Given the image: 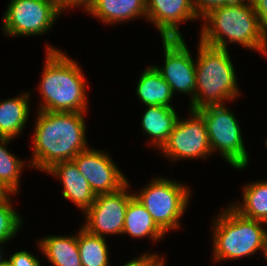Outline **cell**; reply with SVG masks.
<instances>
[{
  "label": "cell",
  "instance_id": "cell-2",
  "mask_svg": "<svg viewBox=\"0 0 267 266\" xmlns=\"http://www.w3.org/2000/svg\"><path fill=\"white\" fill-rule=\"evenodd\" d=\"M200 41L206 45L228 49L227 44L241 46L267 55V33L262 28L250 0H237L217 7L202 18Z\"/></svg>",
  "mask_w": 267,
  "mask_h": 266
},
{
  "label": "cell",
  "instance_id": "cell-33",
  "mask_svg": "<svg viewBox=\"0 0 267 266\" xmlns=\"http://www.w3.org/2000/svg\"><path fill=\"white\" fill-rule=\"evenodd\" d=\"M264 257H265V259H266V261H267V252H266V254L265 255H263Z\"/></svg>",
  "mask_w": 267,
  "mask_h": 266
},
{
  "label": "cell",
  "instance_id": "cell-3",
  "mask_svg": "<svg viewBox=\"0 0 267 266\" xmlns=\"http://www.w3.org/2000/svg\"><path fill=\"white\" fill-rule=\"evenodd\" d=\"M46 52L38 110L87 113V85L79 64L55 47L48 45Z\"/></svg>",
  "mask_w": 267,
  "mask_h": 266
},
{
  "label": "cell",
  "instance_id": "cell-21",
  "mask_svg": "<svg viewBox=\"0 0 267 266\" xmlns=\"http://www.w3.org/2000/svg\"><path fill=\"white\" fill-rule=\"evenodd\" d=\"M243 202L230 205L242 216L267 223V180L243 187Z\"/></svg>",
  "mask_w": 267,
  "mask_h": 266
},
{
  "label": "cell",
  "instance_id": "cell-22",
  "mask_svg": "<svg viewBox=\"0 0 267 266\" xmlns=\"http://www.w3.org/2000/svg\"><path fill=\"white\" fill-rule=\"evenodd\" d=\"M105 238L80 228L77 244L82 266H109L108 244Z\"/></svg>",
  "mask_w": 267,
  "mask_h": 266
},
{
  "label": "cell",
  "instance_id": "cell-1",
  "mask_svg": "<svg viewBox=\"0 0 267 266\" xmlns=\"http://www.w3.org/2000/svg\"><path fill=\"white\" fill-rule=\"evenodd\" d=\"M85 114L38 110L30 166L46 172L55 163L73 160L88 149Z\"/></svg>",
  "mask_w": 267,
  "mask_h": 266
},
{
  "label": "cell",
  "instance_id": "cell-8",
  "mask_svg": "<svg viewBox=\"0 0 267 266\" xmlns=\"http://www.w3.org/2000/svg\"><path fill=\"white\" fill-rule=\"evenodd\" d=\"M60 14L56 0H11L3 15L2 31L11 37L45 34Z\"/></svg>",
  "mask_w": 267,
  "mask_h": 266
},
{
  "label": "cell",
  "instance_id": "cell-7",
  "mask_svg": "<svg viewBox=\"0 0 267 266\" xmlns=\"http://www.w3.org/2000/svg\"><path fill=\"white\" fill-rule=\"evenodd\" d=\"M197 111L205 120L212 153L217 150L233 168L244 169L249 155L234 113L225 104L206 106Z\"/></svg>",
  "mask_w": 267,
  "mask_h": 266
},
{
  "label": "cell",
  "instance_id": "cell-17",
  "mask_svg": "<svg viewBox=\"0 0 267 266\" xmlns=\"http://www.w3.org/2000/svg\"><path fill=\"white\" fill-rule=\"evenodd\" d=\"M141 119V127L158 150L167 142L174 125L179 118L174 108L166 106H146Z\"/></svg>",
  "mask_w": 267,
  "mask_h": 266
},
{
  "label": "cell",
  "instance_id": "cell-24",
  "mask_svg": "<svg viewBox=\"0 0 267 266\" xmlns=\"http://www.w3.org/2000/svg\"><path fill=\"white\" fill-rule=\"evenodd\" d=\"M10 196L0 202V243H7L13 239L22 226V217L13 208ZM9 240V241H8Z\"/></svg>",
  "mask_w": 267,
  "mask_h": 266
},
{
  "label": "cell",
  "instance_id": "cell-29",
  "mask_svg": "<svg viewBox=\"0 0 267 266\" xmlns=\"http://www.w3.org/2000/svg\"><path fill=\"white\" fill-rule=\"evenodd\" d=\"M253 9L259 18L262 28L267 33V0H250Z\"/></svg>",
  "mask_w": 267,
  "mask_h": 266
},
{
  "label": "cell",
  "instance_id": "cell-18",
  "mask_svg": "<svg viewBox=\"0 0 267 266\" xmlns=\"http://www.w3.org/2000/svg\"><path fill=\"white\" fill-rule=\"evenodd\" d=\"M136 94L145 106H171L174 96L170 85L154 66H149L140 75L136 85Z\"/></svg>",
  "mask_w": 267,
  "mask_h": 266
},
{
  "label": "cell",
  "instance_id": "cell-30",
  "mask_svg": "<svg viewBox=\"0 0 267 266\" xmlns=\"http://www.w3.org/2000/svg\"><path fill=\"white\" fill-rule=\"evenodd\" d=\"M13 193L0 182V202L5 201Z\"/></svg>",
  "mask_w": 267,
  "mask_h": 266
},
{
  "label": "cell",
  "instance_id": "cell-9",
  "mask_svg": "<svg viewBox=\"0 0 267 266\" xmlns=\"http://www.w3.org/2000/svg\"><path fill=\"white\" fill-rule=\"evenodd\" d=\"M190 118L177 119L167 142L160 149L170 161L200 159L212 153L203 116L197 110H189Z\"/></svg>",
  "mask_w": 267,
  "mask_h": 266
},
{
  "label": "cell",
  "instance_id": "cell-12",
  "mask_svg": "<svg viewBox=\"0 0 267 266\" xmlns=\"http://www.w3.org/2000/svg\"><path fill=\"white\" fill-rule=\"evenodd\" d=\"M73 161L95 195L116 192L128 183L111 156L101 150L89 147L78 153Z\"/></svg>",
  "mask_w": 267,
  "mask_h": 266
},
{
  "label": "cell",
  "instance_id": "cell-31",
  "mask_svg": "<svg viewBox=\"0 0 267 266\" xmlns=\"http://www.w3.org/2000/svg\"><path fill=\"white\" fill-rule=\"evenodd\" d=\"M3 243H0V264L5 260V258H3V254H5V253H3V249L1 248V245H2Z\"/></svg>",
  "mask_w": 267,
  "mask_h": 266
},
{
  "label": "cell",
  "instance_id": "cell-13",
  "mask_svg": "<svg viewBox=\"0 0 267 266\" xmlns=\"http://www.w3.org/2000/svg\"><path fill=\"white\" fill-rule=\"evenodd\" d=\"M146 11L162 39L183 38L180 23L199 19L192 0H146Z\"/></svg>",
  "mask_w": 267,
  "mask_h": 266
},
{
  "label": "cell",
  "instance_id": "cell-11",
  "mask_svg": "<svg viewBox=\"0 0 267 266\" xmlns=\"http://www.w3.org/2000/svg\"><path fill=\"white\" fill-rule=\"evenodd\" d=\"M165 62L163 67L153 65L170 85L173 94L178 92L191 96L196 90V64L184 38L162 39Z\"/></svg>",
  "mask_w": 267,
  "mask_h": 266
},
{
  "label": "cell",
  "instance_id": "cell-25",
  "mask_svg": "<svg viewBox=\"0 0 267 266\" xmlns=\"http://www.w3.org/2000/svg\"><path fill=\"white\" fill-rule=\"evenodd\" d=\"M192 1L196 14L198 15L200 20L211 10L217 7H222L225 5L232 4L237 0H192Z\"/></svg>",
  "mask_w": 267,
  "mask_h": 266
},
{
  "label": "cell",
  "instance_id": "cell-16",
  "mask_svg": "<svg viewBox=\"0 0 267 266\" xmlns=\"http://www.w3.org/2000/svg\"><path fill=\"white\" fill-rule=\"evenodd\" d=\"M31 93L0 100V137L15 139L26 126L29 118Z\"/></svg>",
  "mask_w": 267,
  "mask_h": 266
},
{
  "label": "cell",
  "instance_id": "cell-19",
  "mask_svg": "<svg viewBox=\"0 0 267 266\" xmlns=\"http://www.w3.org/2000/svg\"><path fill=\"white\" fill-rule=\"evenodd\" d=\"M42 255L52 263L53 266H82L77 234L70 236L49 235L38 242Z\"/></svg>",
  "mask_w": 267,
  "mask_h": 266
},
{
  "label": "cell",
  "instance_id": "cell-4",
  "mask_svg": "<svg viewBox=\"0 0 267 266\" xmlns=\"http://www.w3.org/2000/svg\"><path fill=\"white\" fill-rule=\"evenodd\" d=\"M196 64V90L189 109L224 105L240 95L235 68L227 49L212 47L199 40Z\"/></svg>",
  "mask_w": 267,
  "mask_h": 266
},
{
  "label": "cell",
  "instance_id": "cell-26",
  "mask_svg": "<svg viewBox=\"0 0 267 266\" xmlns=\"http://www.w3.org/2000/svg\"><path fill=\"white\" fill-rule=\"evenodd\" d=\"M11 266H41L40 260L28 251H18L6 259Z\"/></svg>",
  "mask_w": 267,
  "mask_h": 266
},
{
  "label": "cell",
  "instance_id": "cell-23",
  "mask_svg": "<svg viewBox=\"0 0 267 266\" xmlns=\"http://www.w3.org/2000/svg\"><path fill=\"white\" fill-rule=\"evenodd\" d=\"M11 140L14 139L0 137V182L15 195L20 188V175L25 165L6 148Z\"/></svg>",
  "mask_w": 267,
  "mask_h": 266
},
{
  "label": "cell",
  "instance_id": "cell-6",
  "mask_svg": "<svg viewBox=\"0 0 267 266\" xmlns=\"http://www.w3.org/2000/svg\"><path fill=\"white\" fill-rule=\"evenodd\" d=\"M190 194L188 186L166 177L151 179L139 193H133L165 233L180 227Z\"/></svg>",
  "mask_w": 267,
  "mask_h": 266
},
{
  "label": "cell",
  "instance_id": "cell-5",
  "mask_svg": "<svg viewBox=\"0 0 267 266\" xmlns=\"http://www.w3.org/2000/svg\"><path fill=\"white\" fill-rule=\"evenodd\" d=\"M213 223L214 261L238 259L267 252L265 222L242 216L230 204Z\"/></svg>",
  "mask_w": 267,
  "mask_h": 266
},
{
  "label": "cell",
  "instance_id": "cell-15",
  "mask_svg": "<svg viewBox=\"0 0 267 266\" xmlns=\"http://www.w3.org/2000/svg\"><path fill=\"white\" fill-rule=\"evenodd\" d=\"M87 13L106 24L147 19L146 0H95Z\"/></svg>",
  "mask_w": 267,
  "mask_h": 266
},
{
  "label": "cell",
  "instance_id": "cell-14",
  "mask_svg": "<svg viewBox=\"0 0 267 266\" xmlns=\"http://www.w3.org/2000/svg\"><path fill=\"white\" fill-rule=\"evenodd\" d=\"M46 173L59 177L63 185V197L71 200L84 212L95 201V193L73 160L57 162Z\"/></svg>",
  "mask_w": 267,
  "mask_h": 266
},
{
  "label": "cell",
  "instance_id": "cell-32",
  "mask_svg": "<svg viewBox=\"0 0 267 266\" xmlns=\"http://www.w3.org/2000/svg\"><path fill=\"white\" fill-rule=\"evenodd\" d=\"M0 266H11L8 262H7V260L5 259L1 264H0Z\"/></svg>",
  "mask_w": 267,
  "mask_h": 266
},
{
  "label": "cell",
  "instance_id": "cell-27",
  "mask_svg": "<svg viewBox=\"0 0 267 266\" xmlns=\"http://www.w3.org/2000/svg\"><path fill=\"white\" fill-rule=\"evenodd\" d=\"M164 263L163 256H159L156 253H144L141 256L136 257L133 260L128 261L122 266H161Z\"/></svg>",
  "mask_w": 267,
  "mask_h": 266
},
{
  "label": "cell",
  "instance_id": "cell-20",
  "mask_svg": "<svg viewBox=\"0 0 267 266\" xmlns=\"http://www.w3.org/2000/svg\"><path fill=\"white\" fill-rule=\"evenodd\" d=\"M130 237L142 238L151 237L153 241L163 239L166 234L153 220L145 207L133 196L127 205L123 234Z\"/></svg>",
  "mask_w": 267,
  "mask_h": 266
},
{
  "label": "cell",
  "instance_id": "cell-10",
  "mask_svg": "<svg viewBox=\"0 0 267 266\" xmlns=\"http://www.w3.org/2000/svg\"><path fill=\"white\" fill-rule=\"evenodd\" d=\"M128 188L129 183L116 192L96 195L95 201L84 212L86 223L82 227L100 237L123 234L127 205L134 196Z\"/></svg>",
  "mask_w": 267,
  "mask_h": 266
},
{
  "label": "cell",
  "instance_id": "cell-28",
  "mask_svg": "<svg viewBox=\"0 0 267 266\" xmlns=\"http://www.w3.org/2000/svg\"><path fill=\"white\" fill-rule=\"evenodd\" d=\"M95 0H56L57 6L59 10L63 13L68 8H83L84 11H88V9L93 5Z\"/></svg>",
  "mask_w": 267,
  "mask_h": 266
}]
</instances>
